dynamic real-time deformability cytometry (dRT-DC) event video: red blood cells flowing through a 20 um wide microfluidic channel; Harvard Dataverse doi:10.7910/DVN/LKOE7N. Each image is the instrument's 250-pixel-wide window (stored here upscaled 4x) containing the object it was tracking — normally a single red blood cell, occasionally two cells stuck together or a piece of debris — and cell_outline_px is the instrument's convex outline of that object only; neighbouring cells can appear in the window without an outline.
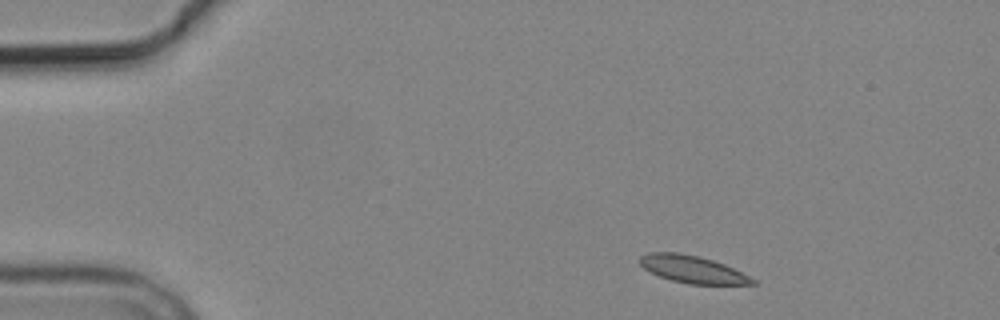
{"species": "common noctule bat (a hibernating species)", "species_latin": "Nyctalus noctula", "temperature_condition": "cold", "stored_images_in_passage": 3, "camera_frame_rate_fps": 3000, "um_per_image_px": 0.085, "animal": {"sex": "male", "body_mass_g": 19.2, "forearm_length_mm": 51.8}, "frame": {"image": 1, "passage_image": 1, "time_ms": 0.0, "image_size_px": [1000, 320], "cell_outline_px": [[756, 284], [688, 284], [672, 280], [660, 276], [644, 268], [636, 260], [640, 256], [648, 252], [676, 252], [700, 256], [724, 264], [756, 280]], "centroid_in_image_um": [58.81, 22.88], "position_along_channel_um": 26.2, "area_um2": 17.8}}